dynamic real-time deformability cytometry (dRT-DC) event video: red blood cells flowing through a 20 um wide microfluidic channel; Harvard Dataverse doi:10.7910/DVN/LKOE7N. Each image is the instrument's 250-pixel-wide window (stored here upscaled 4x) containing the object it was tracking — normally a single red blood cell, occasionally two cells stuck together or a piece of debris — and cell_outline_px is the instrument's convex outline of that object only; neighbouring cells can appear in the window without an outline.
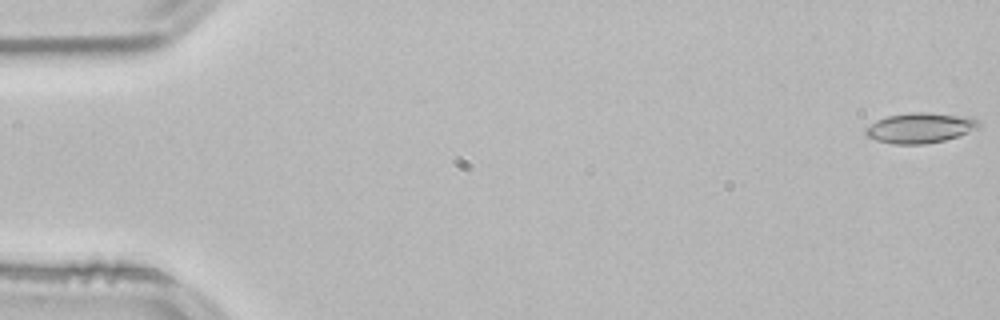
{"species": "common noctule bat (a hibernating species)", "species_latin": "Nyctalus noctula", "temperature_condition": "room temperature", "stored_images_in_passage": 53, "camera_frame_rate_fps": 3000, "um_per_image_px": 0.085, "animal": {"sex": "male", "body_mass_g": 21.5, "forearm_length_mm": 52.0}, "frame": {"image": 1, "passage_image": 1, "time_ms": 0.0, "image_size_px": [1000, 320], "cell_outline_px": [[980, 128], [944, 140], [924, 144], [892, 144], [876, 140], [868, 136], [864, 132], [864, 128], [876, 120], [888, 116], [912, 112], [924, 112], [956, 116], [980, 120]], "centroid_in_image_um": [78.15, 10.88], "position_along_channel_um": 6.8, "area_um2": 19.65}}
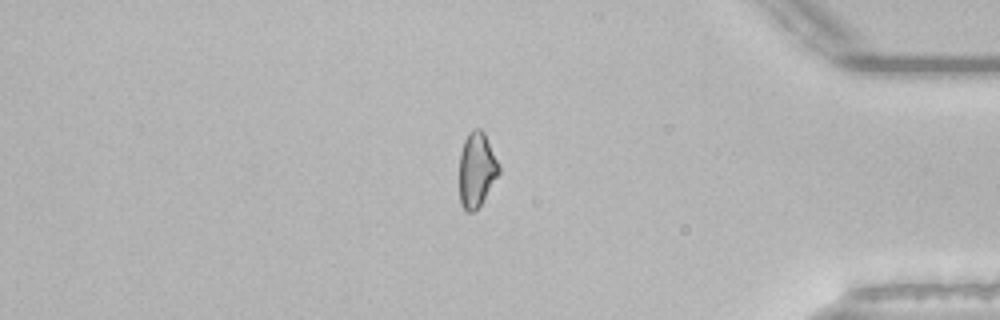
{"frame": {"image": 2, "passage_image": 45, "time_ms": 14.667, "image_size_px": [1000, 320], "cell_outline_px": [[500, 172], [480, 204], [472, 212], [468, 212], [460, 204], [460, 152], [464, 140], [468, 132], [472, 128], [480, 128], [484, 132], [500, 164]], "centroid_in_image_um": [40.52, 14.37], "position_along_channel_um": 394.7, "area_um2": 17.17}}
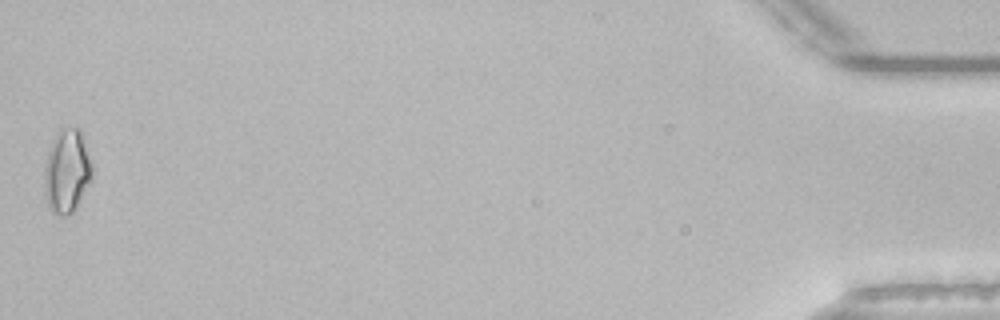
{"frame": {"image": 3, "passage_image": 53, "time_ms": 17.333, "image_size_px": [1000, 320], "cell_outline_px": [[92, 176], [76, 208], [72, 212], [64, 216], [60, 216], [52, 212], [48, 208], [44, 192], [44, 168], [48, 152], [52, 140], [56, 132], [72, 128], [80, 128], [92, 160]], "centroid_in_image_um": [5.68, 14.56], "position_along_channel_um": 429.5, "area_um2": 23.41}, "authors_computed_cell_mechanics": {"area_um2": 18.2648, "velocity_mm_per_s": 3.8519, "shape_relaxation_time_tau1_ms": null, "shape_relaxation_time_tau2_ms": 3.2951, "deformation_change_tau1": null, "deformation_change_tau2": 0.0937}}